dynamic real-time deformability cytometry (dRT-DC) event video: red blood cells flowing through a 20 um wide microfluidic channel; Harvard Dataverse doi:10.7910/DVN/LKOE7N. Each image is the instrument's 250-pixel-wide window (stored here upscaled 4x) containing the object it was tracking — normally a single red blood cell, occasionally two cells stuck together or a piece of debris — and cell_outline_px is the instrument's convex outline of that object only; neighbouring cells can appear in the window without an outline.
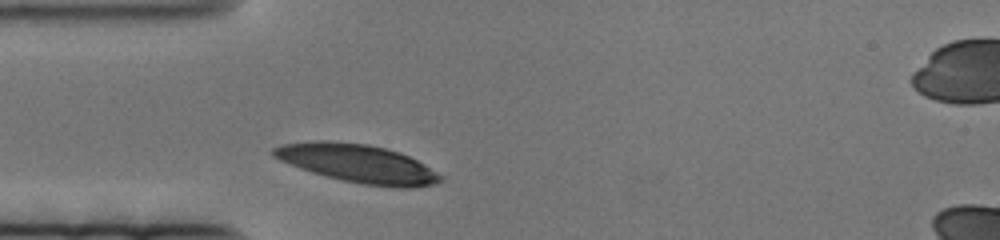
{"species": "human", "species_latin": "Homo sapiens", "temperature_condition": "cold", "stored_images_in_passage": 43, "camera_frame_rate_fps": 3000, "um_per_image_px": 0.085, "donor": {"sex": "female"}, "frame": {"image": 1, "passage_image": 1, "time_ms": 0.0, "image_size_px": [1000, 240], "cell_outline_px": [[444, 180], [432, 184], [412, 188], [400, 188], [364, 184], [344, 180], [312, 172], [300, 168], [280, 160], [272, 156], [272, 148], [280, 144], [320, 140], [324, 140], [368, 144], [400, 152], [424, 164], [444, 176]], "centroid_in_image_um": [30.42, 13.89], "position_along_channel_um": 54.6, "area_um2": 37.05}}
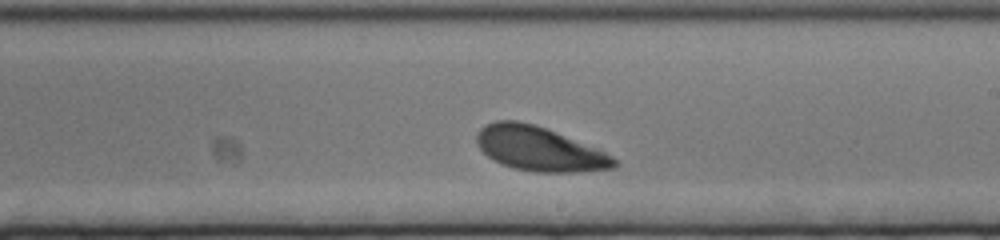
{"frame": {"image": 2, "passage_image": 25, "time_ms": 8.0, "image_size_px": [1000, 240], "cell_outline_px": [[620, 164], [616, 168], [580, 172], [532, 172], [512, 168], [500, 164], [488, 156], [476, 144], [476, 136], [480, 128], [496, 120], [516, 120], [532, 124], [544, 128], [604, 152], [612, 156]], "centroid_in_image_um": [45.81, 12.68], "position_along_channel_um": 243.2, "area_um2": 35.14}}
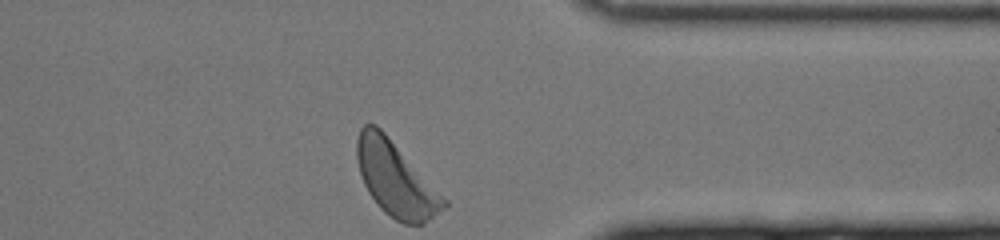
{"frame": {"image": 3, "passage_image": 43, "time_ms": 14.0, "image_size_px": [1000, 240], "cell_outline_px": [[448, 204], [444, 208], [424, 224], [404, 224], [396, 220], [384, 212], [380, 208], [368, 192], [364, 184], [356, 160], [356, 140], [360, 128], [364, 124], [376, 124], [384, 132], [448, 200]], "centroid_in_image_um": [33.62, 15.22], "position_along_channel_um": 377.8, "area_um2": 37.45}}